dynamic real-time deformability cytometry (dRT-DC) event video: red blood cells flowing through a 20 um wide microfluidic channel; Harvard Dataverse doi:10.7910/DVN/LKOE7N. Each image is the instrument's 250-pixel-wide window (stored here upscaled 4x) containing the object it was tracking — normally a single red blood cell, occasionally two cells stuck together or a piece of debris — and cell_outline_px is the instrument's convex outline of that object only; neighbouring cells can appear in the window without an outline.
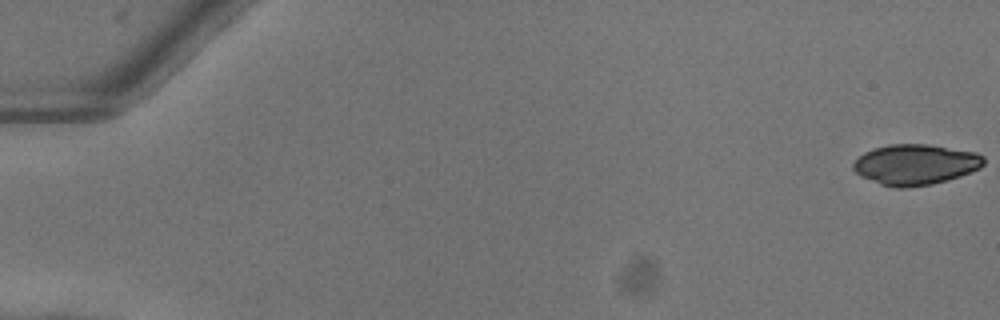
{"species": "common noctule bat (a hibernating species)", "species_latin": "Nyctalus noctula", "temperature_condition": "warm", "stored_images_in_passage": 52, "camera_frame_rate_fps": 3000, "um_per_image_px": 0.085, "animal": {"sex": "female"}, "frame": {"image": 1, "passage_image": 1, "time_ms": 0.0, "image_size_px": [1000, 320], "cell_outline_px": [[984, 164], [980, 168], [960, 176], [932, 184], [904, 188], [896, 188], [880, 184], [860, 176], [852, 168], [852, 164], [864, 152], [888, 144], [924, 144], [976, 152], [984, 156]], "centroid_in_image_um": [77.8, 13.99], "position_along_channel_um": 7.2, "area_um2": 30.69}}
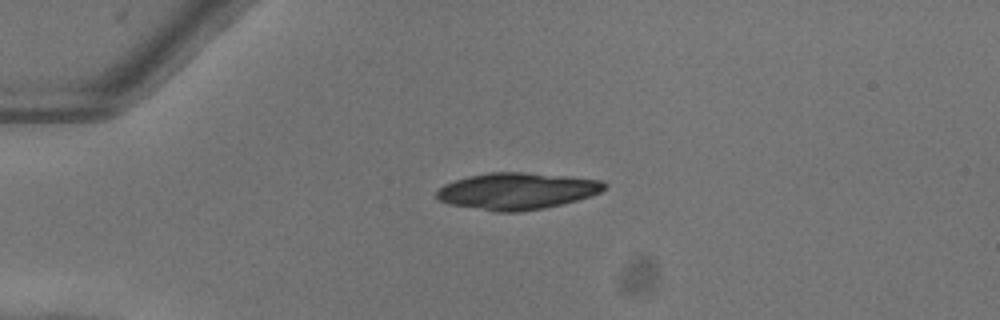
{"frame": {"image": 2, "passage_image": 14, "time_ms": 4.333, "image_size_px": [1000, 320], "cell_outline_px": [[608, 188], [600, 192], [576, 200], [544, 208], [520, 212], [496, 212], [448, 204], [440, 200], [436, 196], [436, 192], [444, 184], [468, 176], [488, 172], [524, 172], [604, 180], [608, 184]], "centroid_in_image_um": [43.95, 16.24], "position_along_channel_um": 41.1, "area_um2": 35.89}}